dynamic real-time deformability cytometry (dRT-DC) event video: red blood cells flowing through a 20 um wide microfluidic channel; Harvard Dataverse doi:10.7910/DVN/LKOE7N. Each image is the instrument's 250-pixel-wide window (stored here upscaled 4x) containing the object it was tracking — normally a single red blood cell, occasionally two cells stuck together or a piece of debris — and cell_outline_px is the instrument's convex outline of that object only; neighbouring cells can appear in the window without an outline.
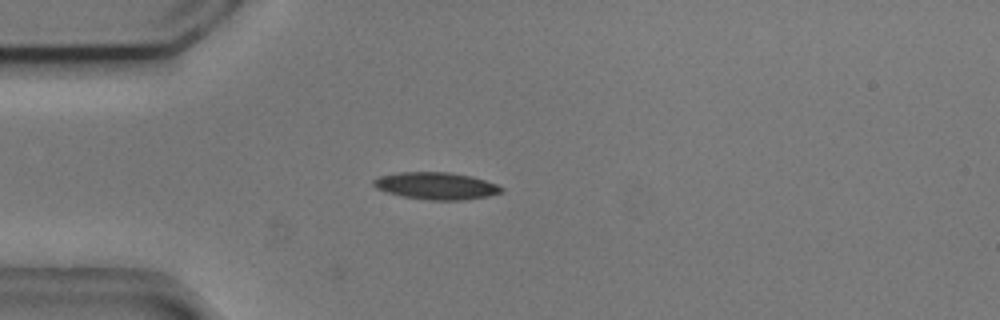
{"species": "common noctule bat (a hibernating species)", "species_latin": "Nyctalus noctula", "temperature_condition": "cold", "stored_images_in_passage": 7, "camera_frame_rate_fps": 3000, "um_per_image_px": 0.085, "animal": {"sex": "male", "body_mass_g": 20.5, "forearm_length_mm": 52.5}, "frame": {"image": 1, "passage_image": 7, "time_ms": 2.0, "image_size_px": [1000, 320], "cell_outline_px": [[504, 192], [488, 196], [460, 200], [428, 200], [404, 196], [388, 192], [376, 188], [372, 184], [372, 180], [380, 176], [400, 172], [448, 172], [472, 176], [496, 184], [504, 188]], "centroid_in_image_um": [37.09, 15.79], "position_along_channel_um": 47.9, "area_um2": 20.11}}